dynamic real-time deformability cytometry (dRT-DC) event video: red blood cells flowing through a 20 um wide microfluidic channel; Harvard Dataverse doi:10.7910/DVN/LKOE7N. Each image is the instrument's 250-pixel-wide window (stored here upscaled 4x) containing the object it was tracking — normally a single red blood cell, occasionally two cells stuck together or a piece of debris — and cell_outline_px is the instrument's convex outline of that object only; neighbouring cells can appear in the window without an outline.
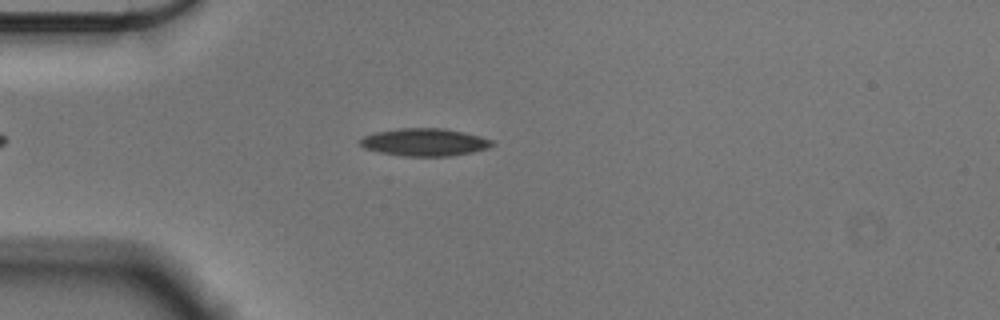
{"species": "Egyptian fruit bat (a non-hibernating species)", "species_latin": "Rousettus aegyptiacus", "temperature_condition": "cold", "stored_images_in_passage": 47, "camera_frame_rate_fps": 3000, "um_per_image_px": 0.085, "animal": {"sex": "male"}, "frame": {"image": 1, "passage_image": 6, "time_ms": 1.667, "image_size_px": [1000, 320], "cell_outline_px": [[496, 144], [488, 148], [472, 152], [452, 156], [400, 156], [380, 152], [364, 148], [360, 144], [360, 140], [364, 136], [376, 132], [400, 128], [444, 128], [464, 132], [480, 136], [492, 140]], "centroid_in_image_um": [36.12, 12.09], "position_along_channel_um": 48.9, "area_um2": 21.27}}
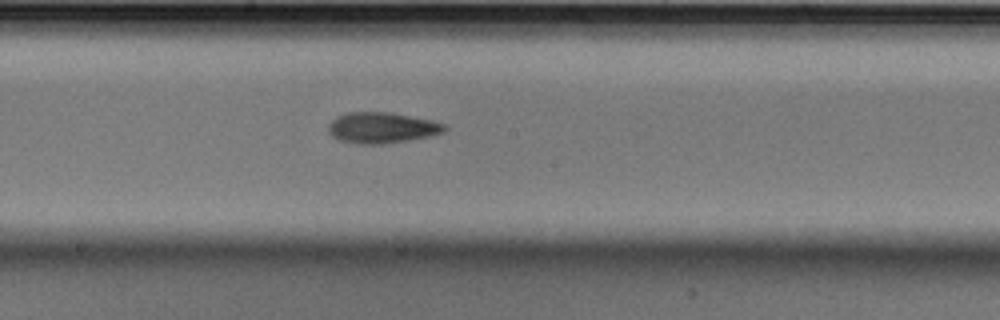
{"frame": {"image": 2, "passage_image": 21, "time_ms": 6.667, "image_size_px": [1000, 320], "cell_outline_px": [[448, 128], [444, 132], [432, 136], [384, 144], [360, 144], [340, 140], [332, 136], [328, 132], [328, 124], [336, 116], [348, 112], [392, 112], [432, 120], [444, 124]], "centroid_in_image_um": [32.47, 10.85], "position_along_channel_um": 215.7, "area_um2": 21.1}}
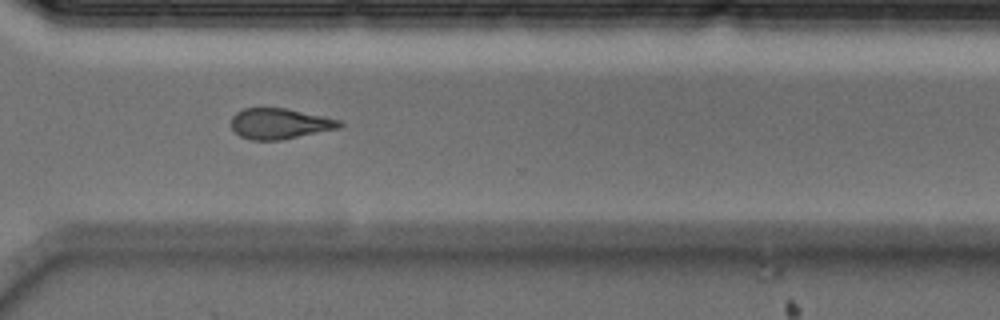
{"frame": {"image": 3, "passage_image": 32, "time_ms": 10.333, "image_size_px": [1000, 320], "cell_outline_px": [[344, 124], [340, 128], [280, 140], [248, 140], [240, 136], [232, 128], [232, 116], [236, 112], [244, 108], [284, 108], [340, 120]], "centroid_in_image_um": [23.76, 10.52], "position_along_channel_um": 346.8, "area_um2": 19.19}, "authors_computed_cell_mechanics": {"area_um2": 19.9988, "velocity_mm_per_s": 3.5831, "shape_relaxation_time_tau1_ms": 5.0778, "shape_relaxation_time_tau2_ms": 5.7909, "deformation_change_tau1": 0.1403, "deformation_change_tau2": 0.146}}